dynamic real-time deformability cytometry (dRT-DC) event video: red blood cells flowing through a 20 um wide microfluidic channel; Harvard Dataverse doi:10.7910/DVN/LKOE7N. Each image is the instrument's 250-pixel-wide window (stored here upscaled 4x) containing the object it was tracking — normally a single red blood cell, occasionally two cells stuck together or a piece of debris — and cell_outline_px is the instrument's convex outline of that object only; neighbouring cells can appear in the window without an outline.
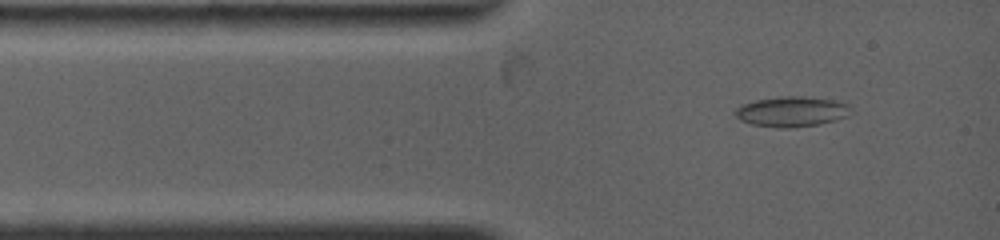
{"species": "common noctule bat (a hibernating species)", "species_latin": "Nyctalus noctula", "temperature_condition": "warm", "stored_images_in_passage": 41, "camera_frame_rate_fps": 4500, "um_per_image_px": 0.085, "animal": {"sex": "female", "body_mass_g": 19.0, "forearm_length_mm": 53.3}, "frame": {"image": 1, "passage_image": 3, "time_ms": 0.667, "image_size_px": [1000, 240], "cell_outline_px": [[852, 112], [848, 116], [836, 120], [820, 124], [792, 128], [780, 128], [752, 124], [740, 120], [736, 116], [736, 108], [740, 104], [756, 100], [780, 96], [800, 96], [836, 100], [848, 104], [852, 108]], "centroid_in_image_um": [67.33, 9.48], "position_along_channel_um": 17.7, "area_um2": 20.58}}
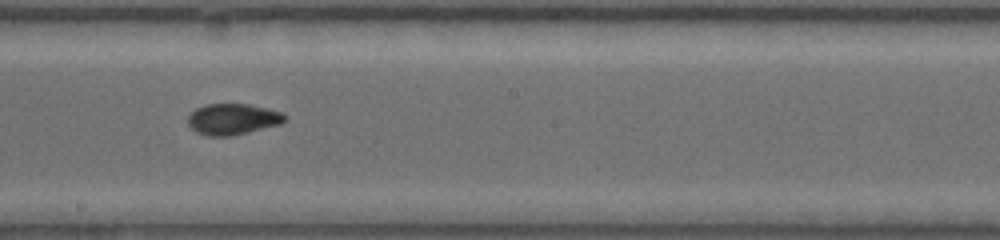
{"frame": {"image": 2, "passage_image": 17, "time_ms": 6.667, "image_size_px": [1000, 240], "cell_outline_px": [[288, 120], [280, 124], [232, 136], [208, 136], [196, 132], [188, 124], [188, 116], [196, 108], [204, 104], [248, 104], [268, 108], [280, 112], [288, 116]], "centroid_in_image_um": [19.8, 10.12], "position_along_channel_um": 228.4, "area_um2": 17.63}}
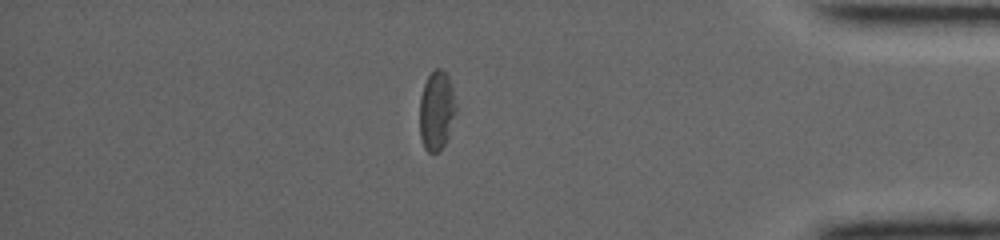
{"frame": {"image": 3, "passage_image": 30, "time_ms": 12.0, "image_size_px": [1000, 240], "cell_outline_px": [[456, 112], [448, 136], [440, 152], [428, 152], [424, 148], [420, 136], [420, 96], [424, 84], [428, 76], [436, 68], [440, 68], [448, 76], [452, 88], [456, 104]], "centroid_in_image_um": [37.1, 9.41], "position_along_channel_um": 398.1, "area_um2": 16.76}, "authors_computed_cell_mechanics": {"area_um2": 17.8024, "velocity_mm_per_s": 3.8594, "shape_relaxation_time_tau1_ms": null, "shape_relaxation_time_tau2_ms": 2.8126, "deformation_change_tau1": null, "deformation_change_tau2": 0.055}}